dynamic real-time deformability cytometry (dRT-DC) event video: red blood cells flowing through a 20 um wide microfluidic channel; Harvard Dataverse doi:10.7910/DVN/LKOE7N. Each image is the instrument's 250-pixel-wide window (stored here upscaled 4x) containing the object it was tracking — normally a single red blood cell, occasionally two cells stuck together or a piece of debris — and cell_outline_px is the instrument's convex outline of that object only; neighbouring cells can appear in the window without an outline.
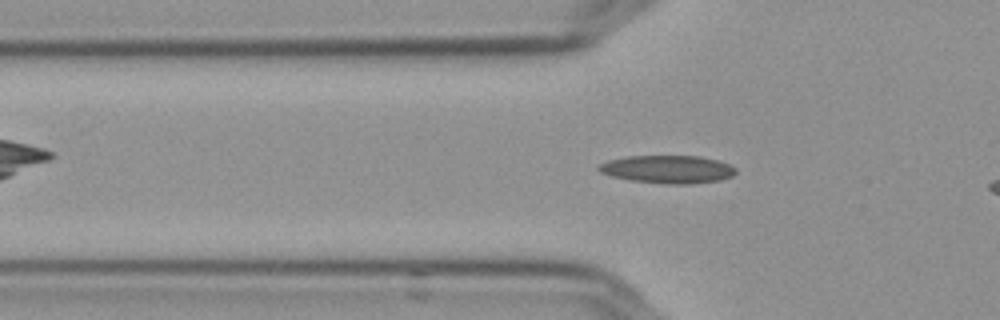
{"species": "Egyptian fruit bat (a non-hibernating species)", "species_latin": "Rousettus aegyptiacus", "temperature_condition": "cold", "stored_images_in_passage": 38, "camera_frame_rate_fps": 3000, "um_per_image_px": 0.085, "frame": {"image": 1, "passage_image": 7, "time_ms": 2.0, "image_size_px": [1000, 320], "cell_outline_px": [[736, 172], [732, 176], [720, 180], [692, 184], [664, 184], [628, 180], [612, 176], [600, 172], [596, 168], [600, 164], [608, 160], [628, 156], [700, 156], [716, 160], [728, 164], [736, 168]], "centroid_in_image_um": [56.74, 14.4], "position_along_channel_um": 69.1, "area_um2": 22.37}}
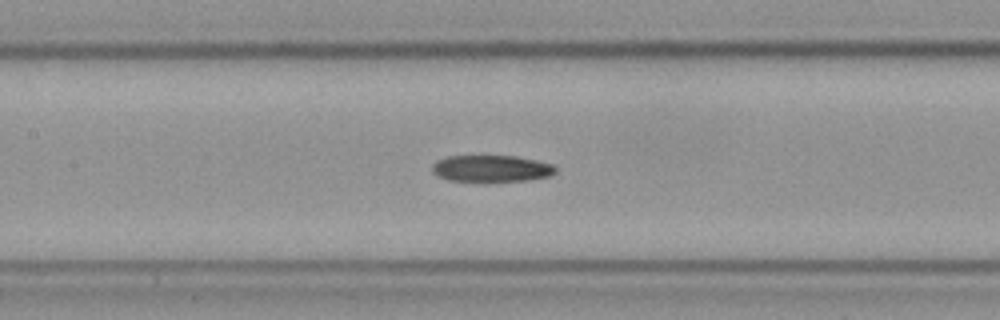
{"frame": {"image": 2, "passage_image": 15, "time_ms": 4.667, "image_size_px": [1000, 320], "cell_outline_px": [[556, 172], [548, 176], [528, 180], [448, 180], [432, 172], [432, 164], [436, 160], [448, 156], [516, 156], [536, 160], [552, 164], [556, 168]], "centroid_in_image_um": [41.76, 14.3], "position_along_channel_um": 165.6, "area_um2": 18.79}}
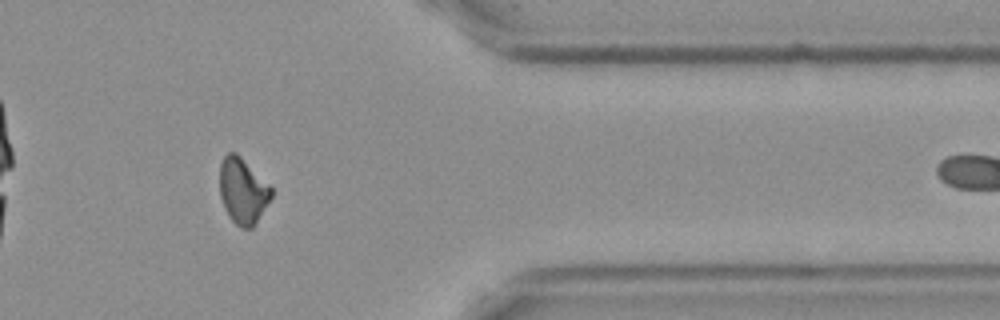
{"frame": {"image": 3, "passage_image": 35, "time_ms": 11.333, "image_size_px": [1000, 320], "cell_outline_px": [[272, 196], [252, 228], [240, 228], [228, 216], [224, 208], [220, 196], [220, 164], [224, 156], [228, 152], [236, 152], [272, 188]], "centroid_in_image_um": [20.61, 16.23], "position_along_channel_um": 390.8, "area_um2": 19.54}}